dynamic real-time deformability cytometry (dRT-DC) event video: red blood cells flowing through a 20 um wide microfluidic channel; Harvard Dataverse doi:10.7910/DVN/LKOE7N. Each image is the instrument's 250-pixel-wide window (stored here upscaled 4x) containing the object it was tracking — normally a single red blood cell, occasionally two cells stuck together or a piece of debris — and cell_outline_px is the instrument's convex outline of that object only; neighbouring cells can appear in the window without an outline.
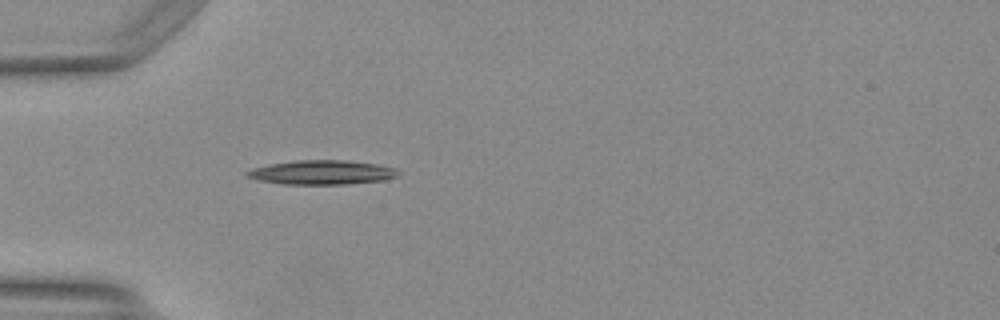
{"species": "Egyptian fruit bat (a non-hibernating species)", "species_latin": "Rousettus aegyptiacus", "temperature_condition": "warm", "stored_images_in_passage": 36, "camera_frame_rate_fps": 3000, "um_per_image_px": 0.085, "animal": {"sex": "female"}, "frame": {"image": 1, "passage_image": 2, "time_ms": 0.333, "image_size_px": [1000, 320], "cell_outline_px": [[400, 172], [396, 176], [384, 180], [344, 184], [284, 184], [260, 180], [244, 176], [244, 172], [252, 168], [268, 164], [296, 160], [344, 160], [380, 164], [396, 168]], "centroid_in_image_um": [27.35, 14.64], "position_along_channel_um": 57.7, "area_um2": 21.44}}
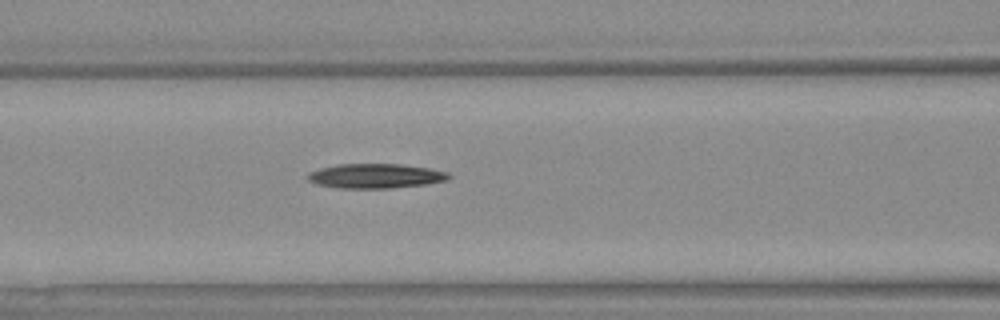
{"frame": {"image": 2, "passage_image": 8, "time_ms": 2.333, "image_size_px": [1000, 320], "cell_outline_px": [[452, 176], [448, 180], [424, 184], [388, 188], [340, 188], [316, 184], [308, 180], [308, 172], [320, 168], [336, 164], [400, 164], [428, 168], [448, 172]], "centroid_in_image_um": [31.91, 14.95], "position_along_channel_um": 134.7, "area_um2": 20.11}}
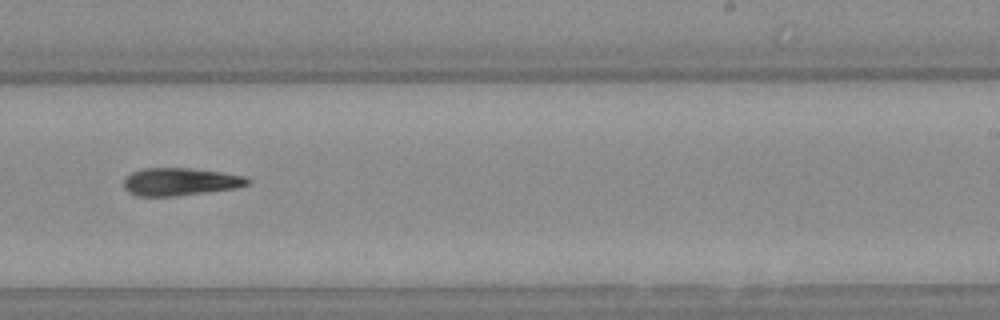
{"frame": {"image": 3, "passage_image": 18, "time_ms": 5.667, "image_size_px": [1000, 320], "cell_outline_px": [[252, 180], [248, 184], [236, 188], [208, 192], [176, 196], [136, 196], [128, 192], [124, 188], [124, 176], [132, 172], [144, 168], [188, 168], [220, 172], [244, 176]], "centroid_in_image_um": [15.28, 15.45], "position_along_channel_um": 273.7, "area_um2": 20.06}, "authors_computed_cell_mechanics": {"area_um2": 19.7098, "velocity_mm_per_s": 4.2004, "shape_relaxation_time_tau1_ms": 4.5747, "shape_relaxation_time_tau2_ms": null, "deformation_change_tau1": 0.2067, "deformation_change_tau2": null}}